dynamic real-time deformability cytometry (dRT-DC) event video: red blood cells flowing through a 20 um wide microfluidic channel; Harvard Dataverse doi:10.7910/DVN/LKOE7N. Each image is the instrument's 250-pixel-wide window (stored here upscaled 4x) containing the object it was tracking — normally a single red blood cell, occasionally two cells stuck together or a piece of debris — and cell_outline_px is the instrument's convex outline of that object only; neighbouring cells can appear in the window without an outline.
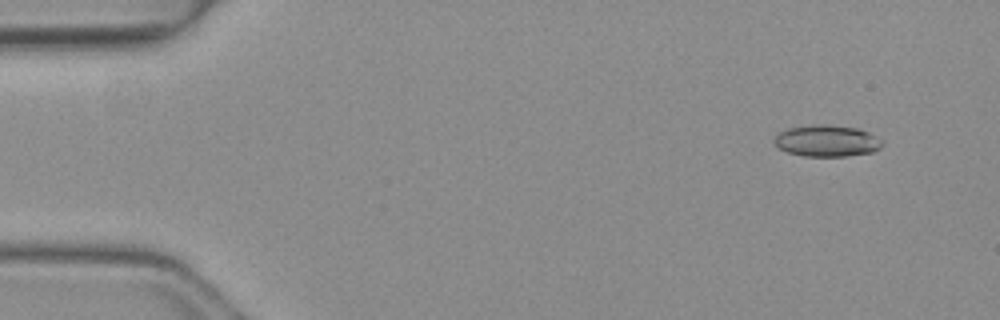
{"species": "common noctule bat (a hibernating species)", "species_latin": "Nyctalus noctula", "temperature_condition": "warm", "stored_images_in_passage": 11, "camera_frame_rate_fps": 3000, "um_per_image_px": 0.085, "animal": {"sex": "female", "body_mass_g": 19.3, "forearm_length_mm": 54.1}, "frame": {"image": 1, "passage_image": 1, "time_ms": 0.0, "image_size_px": [1000, 320], "cell_outline_px": [[884, 144], [880, 148], [872, 152], [844, 156], [804, 156], [788, 152], [780, 148], [772, 140], [780, 132], [788, 128], [812, 124], [828, 124], [856, 128], [868, 132], [880, 140]], "centroid_in_image_um": [70.27, 11.96], "position_along_channel_um": 14.7, "area_um2": 19.71}}
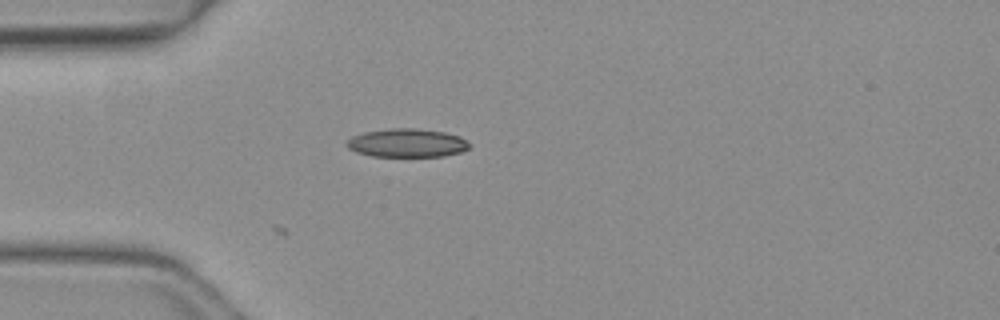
{"frame": {"image": 2, "passage_image": 11, "time_ms": 3.333, "image_size_px": [1000, 320], "cell_outline_px": [[472, 144], [468, 148], [460, 152], [444, 156], [372, 156], [356, 152], [348, 148], [344, 144], [352, 136], [364, 132], [392, 128], [416, 128], [444, 132], [460, 136]], "centroid_in_image_um": [34.59, 12.15], "position_along_channel_um": 50.4, "area_um2": 20.4}}